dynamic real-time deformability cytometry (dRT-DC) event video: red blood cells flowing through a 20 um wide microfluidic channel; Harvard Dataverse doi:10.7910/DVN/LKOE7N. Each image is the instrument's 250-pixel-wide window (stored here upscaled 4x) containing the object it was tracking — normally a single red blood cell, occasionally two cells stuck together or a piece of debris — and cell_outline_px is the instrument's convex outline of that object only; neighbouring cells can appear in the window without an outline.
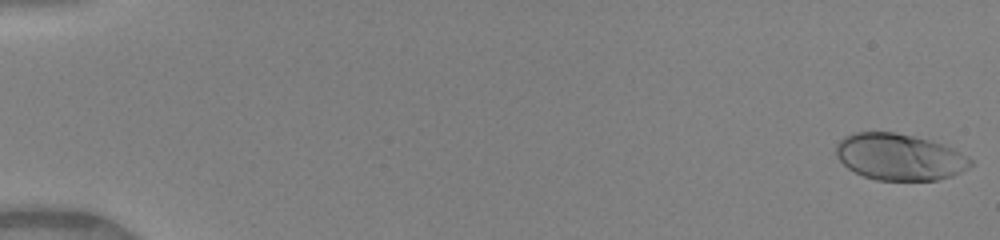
{"species": "human", "species_latin": "Homo sapiens", "temperature_condition": "warm", "stored_images_in_passage": 49, "camera_frame_rate_fps": 3000, "um_per_image_px": 0.085, "donor": {"sex": "female"}, "frame": {"image": 1, "passage_image": 1, "time_ms": 0.0, "image_size_px": [1000, 240], "cell_outline_px": [[972, 164], [968, 168], [952, 176], [936, 180], [876, 180], [864, 176], [848, 168], [836, 156], [836, 144], [844, 136], [852, 132], [896, 132], [928, 140], [952, 148], [968, 156], [972, 160]], "centroid_in_image_um": [76.43, 13.34], "position_along_channel_um": 8.6, "area_um2": 36.3}}
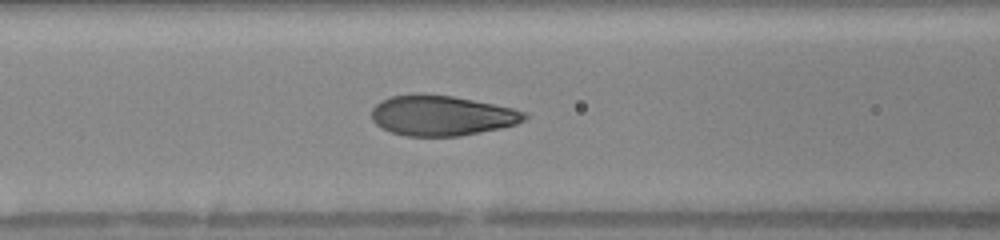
{"frame": {"image": 2, "passage_image": 22, "time_ms": 7.0, "image_size_px": [1000, 240], "cell_outline_px": [[528, 116], [524, 120], [516, 124], [500, 128], [460, 136], [404, 136], [380, 128], [372, 120], [372, 108], [380, 100], [392, 96], [416, 92], [424, 92], [452, 96], [512, 108], [528, 112]], "centroid_in_image_um": [37.5, 9.81], "position_along_channel_um": 129.1, "area_um2": 36.18}}
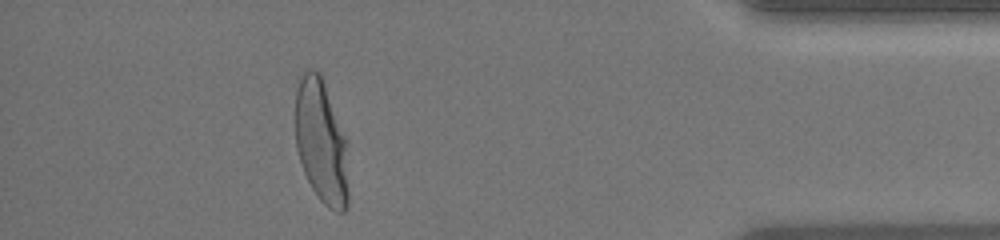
{"frame": {"image": 3, "passage_image": 45, "time_ms": 14.667, "image_size_px": [1000, 240], "cell_outline_px": [[348, 204], [344, 212], [336, 212], [328, 208], [320, 200], [312, 188], [304, 172], [296, 148], [296, 92], [300, 76], [304, 72], [312, 68], [320, 72], [344, 140], [348, 192]], "centroid_in_image_um": [27.27, 12.09], "position_along_channel_um": 407.9, "area_um2": 37.22}, "authors_computed_cell_mechanics": {"area_um2": 36.0672, "velocity_mm_per_s": 4.1385, "shape_relaxation_time_tau1_ms": 3.2393, "shape_relaxation_time_tau2_ms": null, "deformation_change_tau1": 0.1976, "deformation_change_tau2": null}}